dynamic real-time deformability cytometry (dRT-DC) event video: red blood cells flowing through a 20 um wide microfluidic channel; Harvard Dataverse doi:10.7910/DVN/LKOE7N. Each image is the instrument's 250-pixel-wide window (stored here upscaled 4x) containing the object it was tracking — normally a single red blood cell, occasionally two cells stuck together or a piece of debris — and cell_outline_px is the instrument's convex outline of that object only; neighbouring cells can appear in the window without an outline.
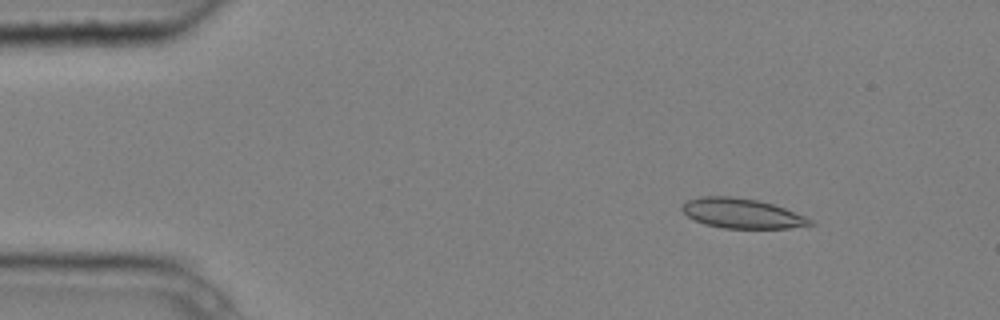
{"species": "common noctule bat (a hibernating species)", "species_latin": "Nyctalus noctula", "temperature_condition": "cold", "stored_images_in_passage": 4, "camera_frame_rate_fps": 3000, "um_per_image_px": 0.085, "animal": {"sex": "male", "body_mass_g": 20.4}, "frame": {"image": 1, "passage_image": 2, "time_ms": 0.333, "image_size_px": [1000, 320], "cell_outline_px": [[816, 224], [788, 228], [724, 228], [704, 224], [688, 216], [680, 208], [688, 200], [700, 196], [732, 196], [756, 200], [772, 204], [784, 208], [804, 216], [812, 220]], "centroid_in_image_um": [63.05, 18.14], "position_along_channel_um": 21.9, "area_um2": 22.02}}